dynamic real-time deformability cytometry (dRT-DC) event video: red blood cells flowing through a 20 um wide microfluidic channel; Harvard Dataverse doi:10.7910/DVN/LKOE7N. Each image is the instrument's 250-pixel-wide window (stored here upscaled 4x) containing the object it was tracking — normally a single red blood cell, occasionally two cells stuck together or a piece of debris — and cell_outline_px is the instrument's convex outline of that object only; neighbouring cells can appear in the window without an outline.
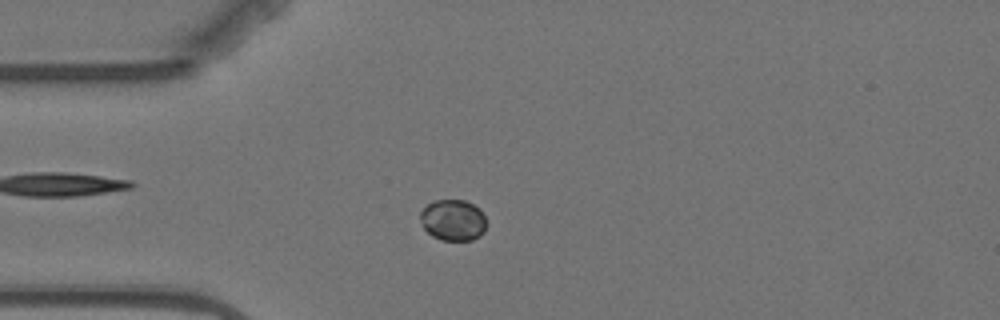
{"species": "Egyptian fruit bat (a non-hibernating species)", "species_latin": "Rousettus aegyptiacus", "temperature_condition": "warm", "stored_images_in_passage": 4, "camera_frame_rate_fps": 3000, "um_per_image_px": 0.085, "animal": {"sex": "female"}, "frame": {"image": 1, "passage_image": 4, "time_ms": 3.333, "image_size_px": [1000, 320], "cell_outline_px": [[488, 224], [484, 232], [480, 236], [472, 240], [440, 240], [432, 236], [424, 228], [420, 220], [420, 212], [428, 204], [436, 200], [464, 200], [480, 208]], "centroid_in_image_um": [38.53, 18.72], "position_along_channel_um": 46.5, "area_um2": 16.01}}